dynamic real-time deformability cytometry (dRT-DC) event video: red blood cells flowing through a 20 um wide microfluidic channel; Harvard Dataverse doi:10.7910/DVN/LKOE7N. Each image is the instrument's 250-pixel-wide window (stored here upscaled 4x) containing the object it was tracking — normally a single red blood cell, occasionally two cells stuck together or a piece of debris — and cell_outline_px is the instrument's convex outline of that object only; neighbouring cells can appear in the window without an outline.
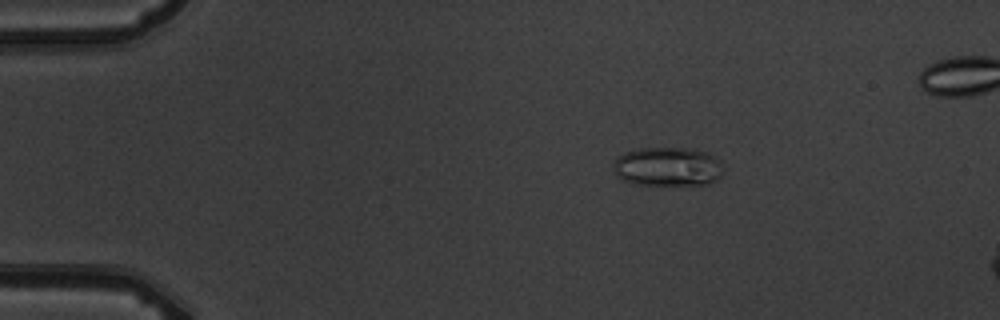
{"species": "common noctule bat (a hibernating species)", "species_latin": "Nyctalus noctula", "temperature_condition": "warm", "stored_images_in_passage": 6, "camera_frame_rate_fps": 3000, "um_per_image_px": 0.085, "animal": {"sex": "male", "body_mass_g": 19.5, "forearm_length_mm": 54.6}, "frame": {"image": 1, "passage_image": 4, "time_ms": 3.333, "image_size_px": [1000, 320], "cell_outline_px": [[720, 176], [716, 180], [708, 184], [636, 184], [624, 180], [616, 176], [612, 164], [624, 152], [640, 148], [680, 148], [708, 152], [720, 160]], "centroid_in_image_um": [56.72, 14.16], "position_along_channel_um": 28.3, "area_um2": 24.68}}